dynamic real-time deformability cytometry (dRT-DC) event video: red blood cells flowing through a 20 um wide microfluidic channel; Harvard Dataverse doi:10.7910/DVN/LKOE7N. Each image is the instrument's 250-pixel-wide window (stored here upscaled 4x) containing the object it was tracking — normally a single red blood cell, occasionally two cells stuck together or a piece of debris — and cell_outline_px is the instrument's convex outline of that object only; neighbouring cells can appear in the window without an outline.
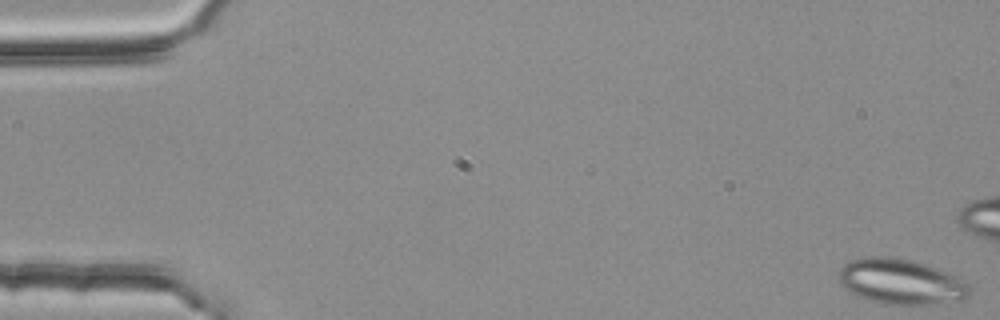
{"species": "common noctule bat (a hibernating species)", "species_latin": "Nyctalus noctula", "temperature_condition": "room temperature", "stored_images_in_passage": 53, "segment_of_instrument_passage": [1, 2], "camera_frame_rate_fps": 3000, "um_per_image_px": 0.085, "animal": {"sex": "female", "body_mass_g": 25.1}, "frame": {"image": 1, "passage_image": 1, "time_ms": 0.0, "image_size_px": [1000, 320], "cell_outline_px": [[972, 296], [964, 300], [928, 304], [884, 304], [868, 300], [852, 292], [840, 280], [840, 268], [848, 260], [860, 256], [892, 256], [912, 260], [936, 268], [968, 284], [972, 288]], "centroid_in_image_um": [76.6, 23.93], "position_along_channel_um": 8.4, "area_um2": 34.39}}